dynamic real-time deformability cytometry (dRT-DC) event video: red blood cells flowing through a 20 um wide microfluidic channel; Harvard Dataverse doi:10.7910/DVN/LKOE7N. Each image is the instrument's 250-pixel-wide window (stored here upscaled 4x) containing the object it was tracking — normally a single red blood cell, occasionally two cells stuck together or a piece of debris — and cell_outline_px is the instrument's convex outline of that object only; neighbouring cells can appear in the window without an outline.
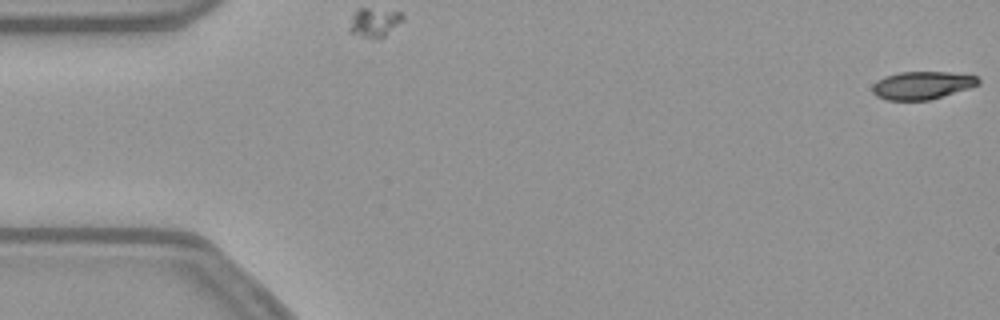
{"species": "common noctule bat (a hibernating species)", "species_latin": "Nyctalus noctula", "temperature_condition": "warm", "stored_images_in_passage": 54, "camera_frame_rate_fps": 3000, "um_per_image_px": 0.085, "animal": {"sex": "female", "body_mass_g": 21.9}, "frame": {"image": 1, "passage_image": 1, "time_ms": 0.0, "image_size_px": [1000, 320], "cell_outline_px": [[980, 84], [968, 88], [928, 100], [888, 100], [876, 96], [872, 92], [872, 84], [876, 80], [884, 76], [900, 72], [948, 72], [976, 76], [980, 80]], "centroid_in_image_um": [78.33, 7.24], "position_along_channel_um": 6.7, "area_um2": 17.11}}
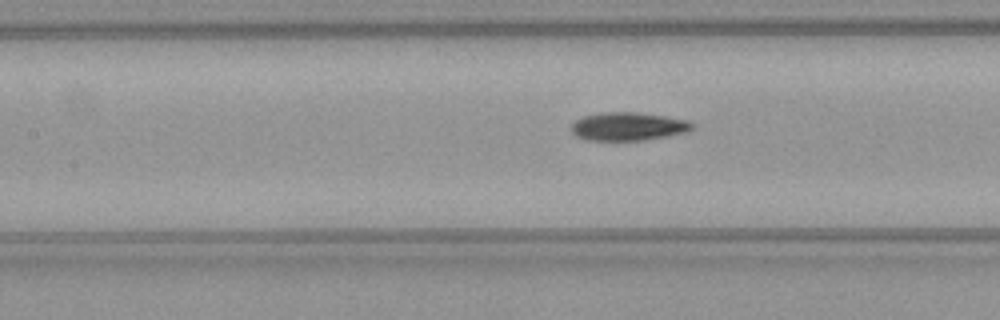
{"frame": {"image": 2, "passage_image": 24, "time_ms": 7.667, "image_size_px": [1000, 320], "cell_outline_px": [[692, 128], [688, 132], [668, 136], [644, 140], [588, 140], [576, 136], [572, 132], [572, 124], [576, 120], [584, 116], [604, 112], [636, 112], [664, 116], [688, 120], [692, 124]], "centroid_in_image_um": [53.4, 10.75], "position_along_channel_um": 154.0, "area_um2": 19.77}}
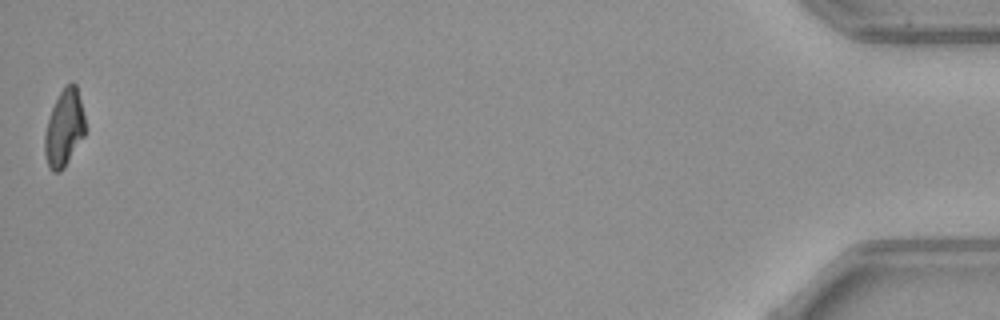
{"frame": {"image": 3, "passage_image": 54, "time_ms": 17.667, "image_size_px": [1000, 320], "cell_outline_px": [[84, 136], [64, 168], [60, 172], [52, 172], [48, 164], [44, 152], [44, 136], [48, 120], [52, 108], [60, 92], [72, 80], [76, 84], [84, 116]], "centroid_in_image_um": [5.45, 10.91], "position_along_channel_um": 429.8, "area_um2": 17.86}, "authors_computed_cell_mechanics": {"area_um2": 19.3052, "velocity_mm_per_s": 3.8051, "shape_relaxation_time_tau1_ms": 6.493, "shape_relaxation_time_tau2_ms": 5.0174, "deformation_change_tau1": 0.1868, "deformation_change_tau2": 0.1161}}